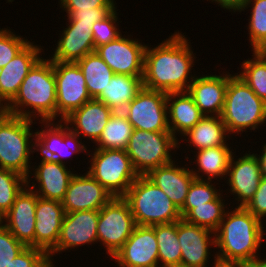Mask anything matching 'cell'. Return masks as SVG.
Instances as JSON below:
<instances>
[{
    "label": "cell",
    "instance_id": "c3c4849f",
    "mask_svg": "<svg viewBox=\"0 0 266 267\" xmlns=\"http://www.w3.org/2000/svg\"><path fill=\"white\" fill-rule=\"evenodd\" d=\"M253 152H259V155L257 153H255V154H256V156H257V158L259 160V163H260V170H261V173H262V177L266 178V143H264L262 145V148L260 149V151L256 150V151H253Z\"/></svg>",
    "mask_w": 266,
    "mask_h": 267
},
{
    "label": "cell",
    "instance_id": "52a82bcc",
    "mask_svg": "<svg viewBox=\"0 0 266 267\" xmlns=\"http://www.w3.org/2000/svg\"><path fill=\"white\" fill-rule=\"evenodd\" d=\"M91 149L89 147L86 157L88 170L83 167L82 171L97 180L113 197H123L138 177L127 152L122 149Z\"/></svg>",
    "mask_w": 266,
    "mask_h": 267
},
{
    "label": "cell",
    "instance_id": "60d3db41",
    "mask_svg": "<svg viewBox=\"0 0 266 267\" xmlns=\"http://www.w3.org/2000/svg\"><path fill=\"white\" fill-rule=\"evenodd\" d=\"M25 247L4 225L0 227V267H8Z\"/></svg>",
    "mask_w": 266,
    "mask_h": 267
},
{
    "label": "cell",
    "instance_id": "836d02e7",
    "mask_svg": "<svg viewBox=\"0 0 266 267\" xmlns=\"http://www.w3.org/2000/svg\"><path fill=\"white\" fill-rule=\"evenodd\" d=\"M159 266L181 264V248L177 236V221L155 225Z\"/></svg>",
    "mask_w": 266,
    "mask_h": 267
},
{
    "label": "cell",
    "instance_id": "ac0fdd59",
    "mask_svg": "<svg viewBox=\"0 0 266 267\" xmlns=\"http://www.w3.org/2000/svg\"><path fill=\"white\" fill-rule=\"evenodd\" d=\"M177 236L181 248V264L187 267H209L210 256L216 258L215 233L207 228L177 221ZM214 247V249H213ZM213 251H212V249ZM213 252V254H211Z\"/></svg>",
    "mask_w": 266,
    "mask_h": 267
},
{
    "label": "cell",
    "instance_id": "8d00e7d4",
    "mask_svg": "<svg viewBox=\"0 0 266 267\" xmlns=\"http://www.w3.org/2000/svg\"><path fill=\"white\" fill-rule=\"evenodd\" d=\"M215 184H213V183ZM220 183L212 180L194 179L191 183L185 203L180 209L182 218L192 209L197 206L205 205L207 202L215 200L222 192L223 189L219 186Z\"/></svg>",
    "mask_w": 266,
    "mask_h": 267
},
{
    "label": "cell",
    "instance_id": "e0dca14e",
    "mask_svg": "<svg viewBox=\"0 0 266 267\" xmlns=\"http://www.w3.org/2000/svg\"><path fill=\"white\" fill-rule=\"evenodd\" d=\"M115 267H158L154 226L136 225L131 236L111 258Z\"/></svg>",
    "mask_w": 266,
    "mask_h": 267
},
{
    "label": "cell",
    "instance_id": "8992f818",
    "mask_svg": "<svg viewBox=\"0 0 266 267\" xmlns=\"http://www.w3.org/2000/svg\"><path fill=\"white\" fill-rule=\"evenodd\" d=\"M123 198L130 206L136 225L154 226L182 218L176 205L146 176H138Z\"/></svg>",
    "mask_w": 266,
    "mask_h": 267
},
{
    "label": "cell",
    "instance_id": "4dcf8cb0",
    "mask_svg": "<svg viewBox=\"0 0 266 267\" xmlns=\"http://www.w3.org/2000/svg\"><path fill=\"white\" fill-rule=\"evenodd\" d=\"M83 72L92 99H96L114 76L112 69L96 53L86 54L76 62Z\"/></svg>",
    "mask_w": 266,
    "mask_h": 267
},
{
    "label": "cell",
    "instance_id": "681fc988",
    "mask_svg": "<svg viewBox=\"0 0 266 267\" xmlns=\"http://www.w3.org/2000/svg\"><path fill=\"white\" fill-rule=\"evenodd\" d=\"M248 267H266V254L249 262Z\"/></svg>",
    "mask_w": 266,
    "mask_h": 267
},
{
    "label": "cell",
    "instance_id": "7bdbcfd3",
    "mask_svg": "<svg viewBox=\"0 0 266 267\" xmlns=\"http://www.w3.org/2000/svg\"><path fill=\"white\" fill-rule=\"evenodd\" d=\"M59 9L69 16L74 10H93V8H117L115 0H59Z\"/></svg>",
    "mask_w": 266,
    "mask_h": 267
},
{
    "label": "cell",
    "instance_id": "7c38bea8",
    "mask_svg": "<svg viewBox=\"0 0 266 267\" xmlns=\"http://www.w3.org/2000/svg\"><path fill=\"white\" fill-rule=\"evenodd\" d=\"M99 210L77 211L65 213L62 220L59 239L56 246L47 254L50 264L57 267L54 256L62 252L98 244L97 225ZM55 262V263H54Z\"/></svg>",
    "mask_w": 266,
    "mask_h": 267
},
{
    "label": "cell",
    "instance_id": "277c9868",
    "mask_svg": "<svg viewBox=\"0 0 266 267\" xmlns=\"http://www.w3.org/2000/svg\"><path fill=\"white\" fill-rule=\"evenodd\" d=\"M227 132L232 138L245 132H257L266 126V102L235 74L228 72L224 109L221 114ZM265 124V125H264ZM251 131H247V130Z\"/></svg>",
    "mask_w": 266,
    "mask_h": 267
},
{
    "label": "cell",
    "instance_id": "5b68a950",
    "mask_svg": "<svg viewBox=\"0 0 266 267\" xmlns=\"http://www.w3.org/2000/svg\"><path fill=\"white\" fill-rule=\"evenodd\" d=\"M27 118L0 113V168L15 171L28 177L33 154L36 153V131ZM32 155V156H31Z\"/></svg>",
    "mask_w": 266,
    "mask_h": 267
},
{
    "label": "cell",
    "instance_id": "e575fe53",
    "mask_svg": "<svg viewBox=\"0 0 266 267\" xmlns=\"http://www.w3.org/2000/svg\"><path fill=\"white\" fill-rule=\"evenodd\" d=\"M251 11L246 30L251 51H260L266 46V0H248L243 11Z\"/></svg>",
    "mask_w": 266,
    "mask_h": 267
},
{
    "label": "cell",
    "instance_id": "484cf974",
    "mask_svg": "<svg viewBox=\"0 0 266 267\" xmlns=\"http://www.w3.org/2000/svg\"><path fill=\"white\" fill-rule=\"evenodd\" d=\"M185 164L181 166V163L174 160L167 165L151 170L146 175L153 184L169 197L179 210L183 207L189 187L195 179L190 166L187 163Z\"/></svg>",
    "mask_w": 266,
    "mask_h": 267
},
{
    "label": "cell",
    "instance_id": "f907efd6",
    "mask_svg": "<svg viewBox=\"0 0 266 267\" xmlns=\"http://www.w3.org/2000/svg\"><path fill=\"white\" fill-rule=\"evenodd\" d=\"M4 224V215L2 214V212L0 211V227H2Z\"/></svg>",
    "mask_w": 266,
    "mask_h": 267
},
{
    "label": "cell",
    "instance_id": "b9f144b4",
    "mask_svg": "<svg viewBox=\"0 0 266 267\" xmlns=\"http://www.w3.org/2000/svg\"><path fill=\"white\" fill-rule=\"evenodd\" d=\"M8 267H53L48 255L39 248L25 247Z\"/></svg>",
    "mask_w": 266,
    "mask_h": 267
},
{
    "label": "cell",
    "instance_id": "7dc6e473",
    "mask_svg": "<svg viewBox=\"0 0 266 267\" xmlns=\"http://www.w3.org/2000/svg\"><path fill=\"white\" fill-rule=\"evenodd\" d=\"M213 261L210 267H248V263L245 262L224 261L217 258H214Z\"/></svg>",
    "mask_w": 266,
    "mask_h": 267
},
{
    "label": "cell",
    "instance_id": "9a60e30c",
    "mask_svg": "<svg viewBox=\"0 0 266 267\" xmlns=\"http://www.w3.org/2000/svg\"><path fill=\"white\" fill-rule=\"evenodd\" d=\"M236 156L233 153L228 167V174L224 184H227V189L223 190L226 195L230 193L233 195V203L230 201V207H245L253 198L260 181L262 173L260 170V163L255 152L247 151L245 154ZM235 201V202H234ZM233 204V205H232Z\"/></svg>",
    "mask_w": 266,
    "mask_h": 267
},
{
    "label": "cell",
    "instance_id": "f6af8a7d",
    "mask_svg": "<svg viewBox=\"0 0 266 267\" xmlns=\"http://www.w3.org/2000/svg\"><path fill=\"white\" fill-rule=\"evenodd\" d=\"M115 8H93V10H74L66 17L68 21H79V24H94L107 17Z\"/></svg>",
    "mask_w": 266,
    "mask_h": 267
},
{
    "label": "cell",
    "instance_id": "f35d334b",
    "mask_svg": "<svg viewBox=\"0 0 266 267\" xmlns=\"http://www.w3.org/2000/svg\"><path fill=\"white\" fill-rule=\"evenodd\" d=\"M119 9L115 8L107 17L96 21L92 26V36L95 48L115 40L122 32L119 29Z\"/></svg>",
    "mask_w": 266,
    "mask_h": 267
},
{
    "label": "cell",
    "instance_id": "db71d44e",
    "mask_svg": "<svg viewBox=\"0 0 266 267\" xmlns=\"http://www.w3.org/2000/svg\"><path fill=\"white\" fill-rule=\"evenodd\" d=\"M264 230L266 231V222L264 223ZM265 235H266V232H265Z\"/></svg>",
    "mask_w": 266,
    "mask_h": 267
},
{
    "label": "cell",
    "instance_id": "4316f807",
    "mask_svg": "<svg viewBox=\"0 0 266 267\" xmlns=\"http://www.w3.org/2000/svg\"><path fill=\"white\" fill-rule=\"evenodd\" d=\"M232 147H233L232 145L231 146L223 145L213 148L196 150L192 152L193 155L195 153L194 155L195 158L192 156L190 161L189 160V158L191 157L190 153L186 155L185 161H187V163H191L189 164L190 166L193 164L192 165L193 167H190V170L194 175L195 179L213 180V181L218 179L217 180L218 182L223 183L222 180L224 179L226 180L228 174V167L230 164L231 157L233 153H235Z\"/></svg>",
    "mask_w": 266,
    "mask_h": 267
},
{
    "label": "cell",
    "instance_id": "d6a6232c",
    "mask_svg": "<svg viewBox=\"0 0 266 267\" xmlns=\"http://www.w3.org/2000/svg\"><path fill=\"white\" fill-rule=\"evenodd\" d=\"M226 197L230 196H226L222 192L215 200L192 208L183 219L188 223L207 228L215 233L223 220L226 210L230 207V204L225 202L227 201ZM224 198L226 199L224 200Z\"/></svg>",
    "mask_w": 266,
    "mask_h": 267
},
{
    "label": "cell",
    "instance_id": "3957f363",
    "mask_svg": "<svg viewBox=\"0 0 266 267\" xmlns=\"http://www.w3.org/2000/svg\"><path fill=\"white\" fill-rule=\"evenodd\" d=\"M11 115L34 121L57 120L53 61L44 56L29 71L16 96L3 108Z\"/></svg>",
    "mask_w": 266,
    "mask_h": 267
},
{
    "label": "cell",
    "instance_id": "8fae6325",
    "mask_svg": "<svg viewBox=\"0 0 266 267\" xmlns=\"http://www.w3.org/2000/svg\"><path fill=\"white\" fill-rule=\"evenodd\" d=\"M133 129L170 132L167 115V93L143 87L122 111Z\"/></svg>",
    "mask_w": 266,
    "mask_h": 267
},
{
    "label": "cell",
    "instance_id": "9c48e42d",
    "mask_svg": "<svg viewBox=\"0 0 266 267\" xmlns=\"http://www.w3.org/2000/svg\"><path fill=\"white\" fill-rule=\"evenodd\" d=\"M135 226L130 206L123 197H113L99 210L98 246L105 249L109 261L131 236Z\"/></svg>",
    "mask_w": 266,
    "mask_h": 267
},
{
    "label": "cell",
    "instance_id": "f546056e",
    "mask_svg": "<svg viewBox=\"0 0 266 267\" xmlns=\"http://www.w3.org/2000/svg\"><path fill=\"white\" fill-rule=\"evenodd\" d=\"M143 77L114 74L96 100L114 112L123 111L143 88Z\"/></svg>",
    "mask_w": 266,
    "mask_h": 267
},
{
    "label": "cell",
    "instance_id": "cb8c5ba5",
    "mask_svg": "<svg viewBox=\"0 0 266 267\" xmlns=\"http://www.w3.org/2000/svg\"><path fill=\"white\" fill-rule=\"evenodd\" d=\"M113 113L114 111L103 102L91 99L81 108L72 111L63 119V122L72 132L91 144V142L95 143L99 139Z\"/></svg>",
    "mask_w": 266,
    "mask_h": 267
},
{
    "label": "cell",
    "instance_id": "44dd1931",
    "mask_svg": "<svg viewBox=\"0 0 266 267\" xmlns=\"http://www.w3.org/2000/svg\"><path fill=\"white\" fill-rule=\"evenodd\" d=\"M37 197V193L26 185L4 215L3 225L26 247L34 248Z\"/></svg>",
    "mask_w": 266,
    "mask_h": 267
},
{
    "label": "cell",
    "instance_id": "30bf717a",
    "mask_svg": "<svg viewBox=\"0 0 266 267\" xmlns=\"http://www.w3.org/2000/svg\"><path fill=\"white\" fill-rule=\"evenodd\" d=\"M38 123L42 128L35 130L36 152L42 158L69 165L68 158L74 154L88 155L87 146L90 147V145H86L87 141H82L63 121H39Z\"/></svg>",
    "mask_w": 266,
    "mask_h": 267
},
{
    "label": "cell",
    "instance_id": "bcb514c9",
    "mask_svg": "<svg viewBox=\"0 0 266 267\" xmlns=\"http://www.w3.org/2000/svg\"><path fill=\"white\" fill-rule=\"evenodd\" d=\"M206 1H211L212 3L218 5L220 8L224 10L226 9L234 14L236 12L237 14H239L245 7L246 3L248 2V0H206Z\"/></svg>",
    "mask_w": 266,
    "mask_h": 267
},
{
    "label": "cell",
    "instance_id": "d6986e66",
    "mask_svg": "<svg viewBox=\"0 0 266 267\" xmlns=\"http://www.w3.org/2000/svg\"><path fill=\"white\" fill-rule=\"evenodd\" d=\"M113 196L87 172H76L61 201L65 213L100 210Z\"/></svg>",
    "mask_w": 266,
    "mask_h": 267
},
{
    "label": "cell",
    "instance_id": "1f68e13d",
    "mask_svg": "<svg viewBox=\"0 0 266 267\" xmlns=\"http://www.w3.org/2000/svg\"><path fill=\"white\" fill-rule=\"evenodd\" d=\"M133 131L132 124L122 112H114L102 131L99 139L94 143L95 149H122L128 145Z\"/></svg>",
    "mask_w": 266,
    "mask_h": 267
},
{
    "label": "cell",
    "instance_id": "6da1fadb",
    "mask_svg": "<svg viewBox=\"0 0 266 267\" xmlns=\"http://www.w3.org/2000/svg\"><path fill=\"white\" fill-rule=\"evenodd\" d=\"M184 34L177 30L156 46L147 43L143 87L165 93L188 90L198 75L194 73L193 67L199 60H195L197 57L190 38Z\"/></svg>",
    "mask_w": 266,
    "mask_h": 267
},
{
    "label": "cell",
    "instance_id": "74e56055",
    "mask_svg": "<svg viewBox=\"0 0 266 267\" xmlns=\"http://www.w3.org/2000/svg\"><path fill=\"white\" fill-rule=\"evenodd\" d=\"M26 177L8 169L0 168V211L5 215L16 196L27 185Z\"/></svg>",
    "mask_w": 266,
    "mask_h": 267
},
{
    "label": "cell",
    "instance_id": "ee69618b",
    "mask_svg": "<svg viewBox=\"0 0 266 267\" xmlns=\"http://www.w3.org/2000/svg\"><path fill=\"white\" fill-rule=\"evenodd\" d=\"M245 208L263 223L266 222V178L262 177L253 198Z\"/></svg>",
    "mask_w": 266,
    "mask_h": 267
},
{
    "label": "cell",
    "instance_id": "d4e9b609",
    "mask_svg": "<svg viewBox=\"0 0 266 267\" xmlns=\"http://www.w3.org/2000/svg\"><path fill=\"white\" fill-rule=\"evenodd\" d=\"M64 214L60 201L37 197L34 248L48 254L56 246Z\"/></svg>",
    "mask_w": 266,
    "mask_h": 267
},
{
    "label": "cell",
    "instance_id": "603a6c76",
    "mask_svg": "<svg viewBox=\"0 0 266 267\" xmlns=\"http://www.w3.org/2000/svg\"><path fill=\"white\" fill-rule=\"evenodd\" d=\"M225 71L218 72L220 75H197L187 90L205 116H221L223 112L228 86V71Z\"/></svg>",
    "mask_w": 266,
    "mask_h": 267
},
{
    "label": "cell",
    "instance_id": "d590c367",
    "mask_svg": "<svg viewBox=\"0 0 266 267\" xmlns=\"http://www.w3.org/2000/svg\"><path fill=\"white\" fill-rule=\"evenodd\" d=\"M237 75L266 102V57L261 51H252V57L241 62ZM239 73V74H238Z\"/></svg>",
    "mask_w": 266,
    "mask_h": 267
},
{
    "label": "cell",
    "instance_id": "816d5d0a",
    "mask_svg": "<svg viewBox=\"0 0 266 267\" xmlns=\"http://www.w3.org/2000/svg\"><path fill=\"white\" fill-rule=\"evenodd\" d=\"M158 267H187V266L179 264V265H165V266H158Z\"/></svg>",
    "mask_w": 266,
    "mask_h": 267
},
{
    "label": "cell",
    "instance_id": "ffe728a7",
    "mask_svg": "<svg viewBox=\"0 0 266 267\" xmlns=\"http://www.w3.org/2000/svg\"><path fill=\"white\" fill-rule=\"evenodd\" d=\"M29 41L3 68L0 69V105L4 108L18 93L21 83L43 57L40 44Z\"/></svg>",
    "mask_w": 266,
    "mask_h": 267
},
{
    "label": "cell",
    "instance_id": "4fadbf2b",
    "mask_svg": "<svg viewBox=\"0 0 266 267\" xmlns=\"http://www.w3.org/2000/svg\"><path fill=\"white\" fill-rule=\"evenodd\" d=\"M53 66L56 81L57 121H63L72 111L81 108L92 98L83 72L77 63L53 61Z\"/></svg>",
    "mask_w": 266,
    "mask_h": 267
},
{
    "label": "cell",
    "instance_id": "7402d4cb",
    "mask_svg": "<svg viewBox=\"0 0 266 267\" xmlns=\"http://www.w3.org/2000/svg\"><path fill=\"white\" fill-rule=\"evenodd\" d=\"M68 22V23H67ZM60 30L56 47L48 58L56 62H77L86 54L95 52L92 36L93 24H79V21H67Z\"/></svg>",
    "mask_w": 266,
    "mask_h": 267
},
{
    "label": "cell",
    "instance_id": "11a10c76",
    "mask_svg": "<svg viewBox=\"0 0 266 267\" xmlns=\"http://www.w3.org/2000/svg\"><path fill=\"white\" fill-rule=\"evenodd\" d=\"M3 111V108H2V106L0 105V113Z\"/></svg>",
    "mask_w": 266,
    "mask_h": 267
},
{
    "label": "cell",
    "instance_id": "7a4b0ae2",
    "mask_svg": "<svg viewBox=\"0 0 266 267\" xmlns=\"http://www.w3.org/2000/svg\"><path fill=\"white\" fill-rule=\"evenodd\" d=\"M231 208L226 210L215 232L216 258L249 263L263 254L261 248L265 251L264 223L245 207Z\"/></svg>",
    "mask_w": 266,
    "mask_h": 267
},
{
    "label": "cell",
    "instance_id": "83f0119b",
    "mask_svg": "<svg viewBox=\"0 0 266 267\" xmlns=\"http://www.w3.org/2000/svg\"><path fill=\"white\" fill-rule=\"evenodd\" d=\"M230 137L232 138L227 132L221 116H204L192 129L180 138L181 140H178V148L183 147L181 146L182 142V145L186 143L185 148L187 146V149L193 148L190 152L217 146L232 145L230 142L232 139Z\"/></svg>",
    "mask_w": 266,
    "mask_h": 267
},
{
    "label": "cell",
    "instance_id": "f5cc1de1",
    "mask_svg": "<svg viewBox=\"0 0 266 267\" xmlns=\"http://www.w3.org/2000/svg\"><path fill=\"white\" fill-rule=\"evenodd\" d=\"M262 52V54L266 57V46L260 50Z\"/></svg>",
    "mask_w": 266,
    "mask_h": 267
},
{
    "label": "cell",
    "instance_id": "f1b7e54d",
    "mask_svg": "<svg viewBox=\"0 0 266 267\" xmlns=\"http://www.w3.org/2000/svg\"><path fill=\"white\" fill-rule=\"evenodd\" d=\"M167 115L169 130L177 140L205 116L187 91L167 93Z\"/></svg>",
    "mask_w": 266,
    "mask_h": 267
},
{
    "label": "cell",
    "instance_id": "5bb4252c",
    "mask_svg": "<svg viewBox=\"0 0 266 267\" xmlns=\"http://www.w3.org/2000/svg\"><path fill=\"white\" fill-rule=\"evenodd\" d=\"M132 37V38H131ZM133 35L121 34L115 40L98 46L95 52L114 74L143 77L144 55L147 44Z\"/></svg>",
    "mask_w": 266,
    "mask_h": 267
},
{
    "label": "cell",
    "instance_id": "ba28073f",
    "mask_svg": "<svg viewBox=\"0 0 266 267\" xmlns=\"http://www.w3.org/2000/svg\"><path fill=\"white\" fill-rule=\"evenodd\" d=\"M178 149V140L171 132L133 129L125 151L138 176H146L151 170L173 162Z\"/></svg>",
    "mask_w": 266,
    "mask_h": 267
},
{
    "label": "cell",
    "instance_id": "ab89813d",
    "mask_svg": "<svg viewBox=\"0 0 266 267\" xmlns=\"http://www.w3.org/2000/svg\"><path fill=\"white\" fill-rule=\"evenodd\" d=\"M13 29L0 28V69L3 68L29 42Z\"/></svg>",
    "mask_w": 266,
    "mask_h": 267
},
{
    "label": "cell",
    "instance_id": "2e32d148",
    "mask_svg": "<svg viewBox=\"0 0 266 267\" xmlns=\"http://www.w3.org/2000/svg\"><path fill=\"white\" fill-rule=\"evenodd\" d=\"M39 159L41 160L39 163L32 162L36 165L32 164L31 166L30 173L26 178L27 186L40 198L61 202L76 171H71L66 164L52 159L42 157Z\"/></svg>",
    "mask_w": 266,
    "mask_h": 267
}]
</instances>
